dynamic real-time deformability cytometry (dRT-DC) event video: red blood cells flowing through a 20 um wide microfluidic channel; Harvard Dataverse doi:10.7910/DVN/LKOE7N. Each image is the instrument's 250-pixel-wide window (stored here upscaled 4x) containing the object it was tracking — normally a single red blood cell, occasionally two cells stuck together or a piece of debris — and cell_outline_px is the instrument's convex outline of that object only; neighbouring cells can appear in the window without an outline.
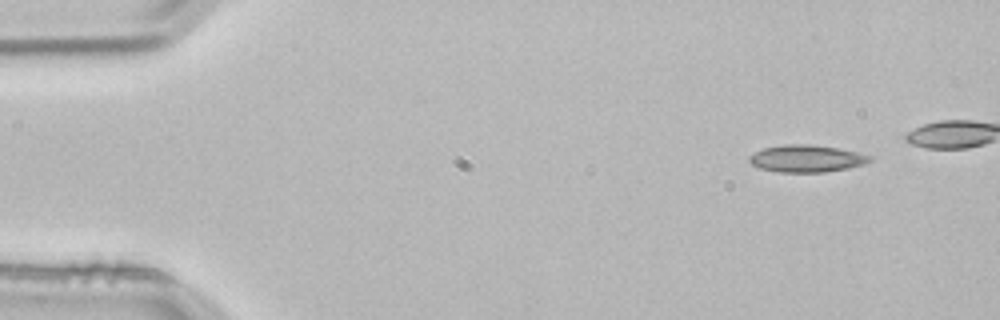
{"species": "common noctule bat (a hibernating species)", "species_latin": "Nyctalus noctula", "temperature_condition": "room temperature", "stored_images_in_passage": 4, "camera_frame_rate_fps": 3000, "um_per_image_px": 0.085, "animal": {"sex": "male", "body_mass_g": 21.5, "forearm_length_mm": 52.0}, "frame": {"image": 1, "passage_image": 1, "time_ms": 0.0, "image_size_px": [1000, 320], "cell_outline_px": [[872, 160], [864, 164], [848, 168], [824, 172], [780, 172], [760, 168], [752, 164], [748, 160], [748, 156], [764, 148], [784, 144], [812, 144], [840, 148], [872, 156]], "centroid_in_image_um": [68.57, 13.47], "position_along_channel_um": 16.4, "area_um2": 19.07}}